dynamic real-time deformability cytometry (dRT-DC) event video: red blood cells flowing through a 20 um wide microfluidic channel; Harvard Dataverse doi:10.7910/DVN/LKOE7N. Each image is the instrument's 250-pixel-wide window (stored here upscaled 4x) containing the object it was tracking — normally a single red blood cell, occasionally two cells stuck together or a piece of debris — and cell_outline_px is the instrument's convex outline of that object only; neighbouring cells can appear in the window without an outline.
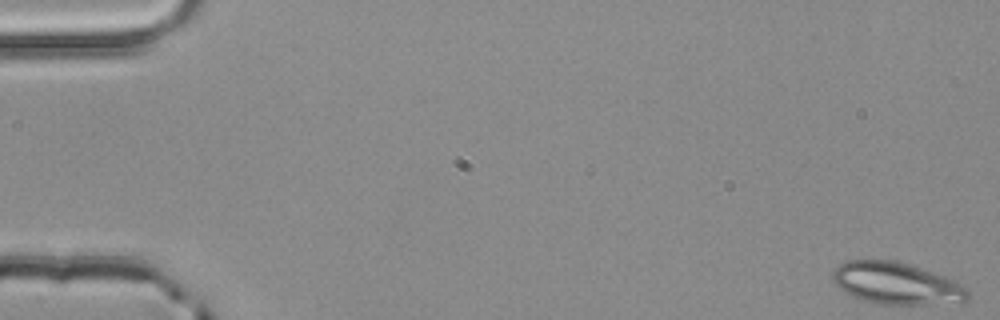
{"species": "common noctule bat (a hibernating species)", "species_latin": "Nyctalus noctula", "temperature_condition": "room temperature", "stored_images_in_passage": 4, "camera_frame_rate_fps": 3000, "um_per_image_px": 0.085, "animal": {"sex": "male", "body_mass_g": 20.4}, "frame": {"image": 1, "passage_image": 1, "time_ms": 0.0, "image_size_px": [1000, 320], "cell_outline_px": [[968, 300], [928, 304], [876, 304], [864, 300], [844, 292], [832, 280], [832, 272], [840, 264], [848, 260], [896, 260], [944, 276], [960, 284], [968, 292]], "centroid_in_image_um": [76.13, 24.08], "position_along_channel_um": 8.9, "area_um2": 32.48}}